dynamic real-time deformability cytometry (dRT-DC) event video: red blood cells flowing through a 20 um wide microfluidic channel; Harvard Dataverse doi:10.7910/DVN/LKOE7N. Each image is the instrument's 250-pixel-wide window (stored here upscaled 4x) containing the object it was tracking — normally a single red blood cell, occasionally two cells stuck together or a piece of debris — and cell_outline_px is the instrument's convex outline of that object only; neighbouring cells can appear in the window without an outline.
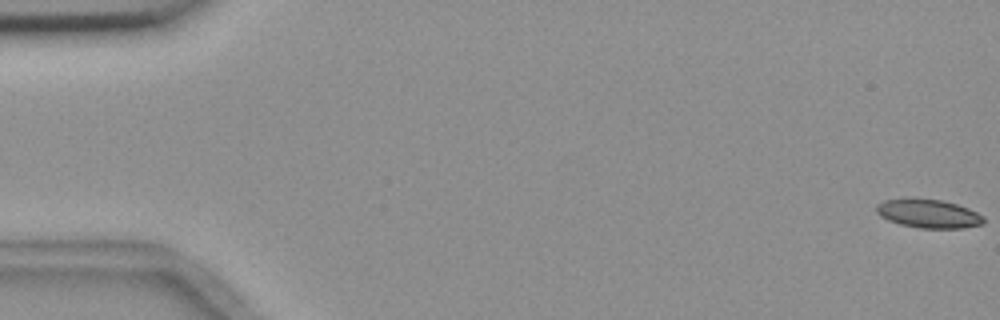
{"species": "common noctule bat (a hibernating species)", "species_latin": "Nyctalus noctula", "temperature_condition": "room temperature", "stored_images_in_passage": 4, "camera_frame_rate_fps": 3000, "um_per_image_px": 0.085, "animal": {"sex": "female", "body_mass_g": 18.4}, "frame": {"image": 1, "passage_image": 1, "time_ms": 0.0, "image_size_px": [1000, 320], "cell_outline_px": [[984, 224], [964, 228], [920, 228], [900, 224], [888, 220], [880, 216], [876, 212], [876, 204], [884, 200], [940, 200], [956, 204], [968, 208], [984, 216]], "centroid_in_image_um": [78.95, 18.19], "position_along_channel_um": 6.1, "area_um2": 17.51}}
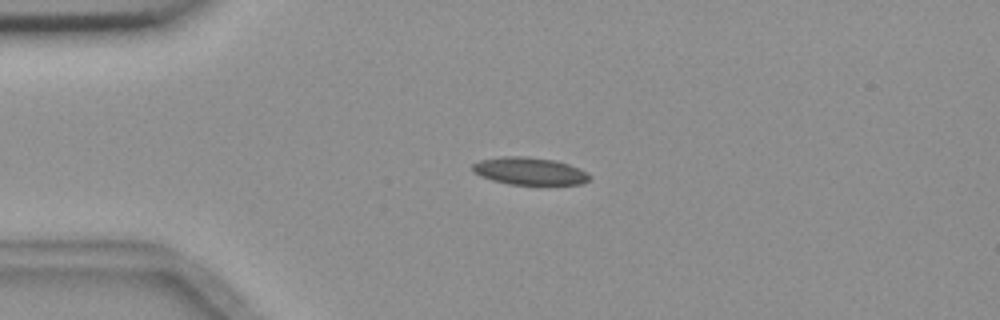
{"frame": {"image": 2, "passage_image": 4, "time_ms": 4.333, "image_size_px": [1000, 320], "cell_outline_px": [[592, 176], [588, 180], [580, 184], [508, 184], [492, 180], [480, 176], [472, 172], [472, 164], [480, 160], [504, 156], [524, 156], [556, 160], [568, 164]], "centroid_in_image_um": [44.95, 14.53], "position_along_channel_um": 40.1, "area_um2": 18.55}}